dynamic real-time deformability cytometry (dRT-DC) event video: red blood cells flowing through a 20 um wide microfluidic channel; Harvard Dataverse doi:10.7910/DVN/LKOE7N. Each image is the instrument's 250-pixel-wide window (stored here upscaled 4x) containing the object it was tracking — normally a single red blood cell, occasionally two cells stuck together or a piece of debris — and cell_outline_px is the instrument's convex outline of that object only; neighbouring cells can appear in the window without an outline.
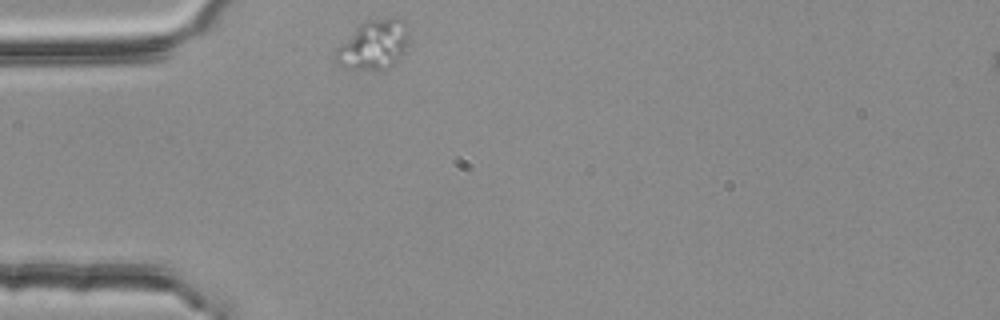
{"species": "common noctule bat (a hibernating species)", "species_latin": "Nyctalus noctula", "temperature_condition": "room temperature", "stored_images_in_passage": 34, "camera_frame_rate_fps": 3000, "um_per_image_px": 0.085, "animal": {"sex": "female", "body_mass_g": 25.1}, "frame": {"image": 1, "passage_image": 1, "time_ms": 0.0, "image_size_px": [1000, 320], "cell_outline_px": [[408, 44], [400, 60], [396, 64], [388, 68], [344, 68], [336, 60], [336, 48], [360, 24], [368, 20], [388, 16], [404, 20], [408, 32]], "centroid_in_image_um": [31.81, 3.77], "position_along_channel_um": 53.2, "area_um2": 20.98}}
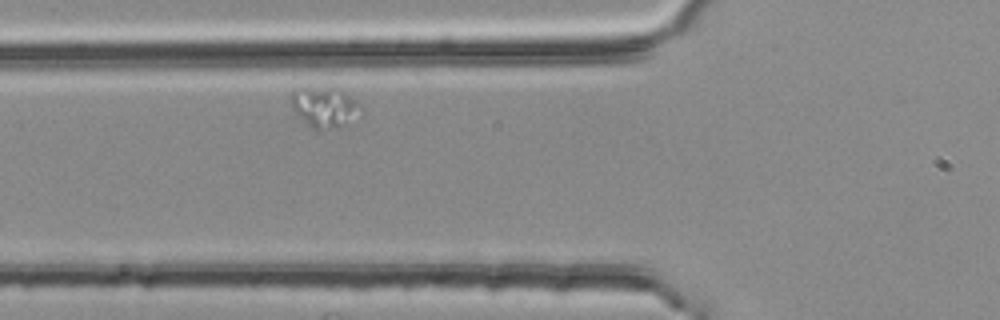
{"frame": {"image": 2, "passage_image": 6, "time_ms": 1.667, "image_size_px": [1000, 320], "cell_outline_px": [[364, 112], [344, 124], [336, 128], [316, 132], [292, 108], [292, 88], [340, 88], [356, 100], [364, 108]], "centroid_in_image_um": [27.64, 9.11], "position_along_channel_um": 98.2, "area_um2": 16.53}}